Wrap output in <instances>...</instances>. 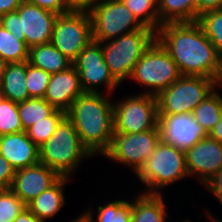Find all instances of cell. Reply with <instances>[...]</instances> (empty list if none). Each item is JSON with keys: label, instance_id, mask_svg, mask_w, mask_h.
Returning a JSON list of instances; mask_svg holds the SVG:
<instances>
[{"label": "cell", "instance_id": "cell-1", "mask_svg": "<svg viewBox=\"0 0 222 222\" xmlns=\"http://www.w3.org/2000/svg\"><path fill=\"white\" fill-rule=\"evenodd\" d=\"M156 40L170 54L181 75L215 80L220 57L197 21L162 24Z\"/></svg>", "mask_w": 222, "mask_h": 222}, {"label": "cell", "instance_id": "cell-2", "mask_svg": "<svg viewBox=\"0 0 222 222\" xmlns=\"http://www.w3.org/2000/svg\"><path fill=\"white\" fill-rule=\"evenodd\" d=\"M112 95L84 92L71 105L66 117L74 124L82 144L96 156L109 148L114 133Z\"/></svg>", "mask_w": 222, "mask_h": 222}, {"label": "cell", "instance_id": "cell-3", "mask_svg": "<svg viewBox=\"0 0 222 222\" xmlns=\"http://www.w3.org/2000/svg\"><path fill=\"white\" fill-rule=\"evenodd\" d=\"M40 163L60 176L75 178L86 159L94 157L82 144L74 124L65 117L49 139L39 147ZM74 176V177H72Z\"/></svg>", "mask_w": 222, "mask_h": 222}, {"label": "cell", "instance_id": "cell-4", "mask_svg": "<svg viewBox=\"0 0 222 222\" xmlns=\"http://www.w3.org/2000/svg\"><path fill=\"white\" fill-rule=\"evenodd\" d=\"M142 184L146 194H163L175 183L189 179L185 152L162 140L158 143L150 158L133 175ZM182 180V181H181ZM146 189V190H145Z\"/></svg>", "mask_w": 222, "mask_h": 222}, {"label": "cell", "instance_id": "cell-5", "mask_svg": "<svg viewBox=\"0 0 222 222\" xmlns=\"http://www.w3.org/2000/svg\"><path fill=\"white\" fill-rule=\"evenodd\" d=\"M155 41L156 32L145 27L101 43L105 63L120 84L130 79L136 63Z\"/></svg>", "mask_w": 222, "mask_h": 222}, {"label": "cell", "instance_id": "cell-6", "mask_svg": "<svg viewBox=\"0 0 222 222\" xmlns=\"http://www.w3.org/2000/svg\"><path fill=\"white\" fill-rule=\"evenodd\" d=\"M181 76L175 61L156 40L136 63L129 80L140 85L139 89L142 87L138 93L156 96Z\"/></svg>", "mask_w": 222, "mask_h": 222}, {"label": "cell", "instance_id": "cell-7", "mask_svg": "<svg viewBox=\"0 0 222 222\" xmlns=\"http://www.w3.org/2000/svg\"><path fill=\"white\" fill-rule=\"evenodd\" d=\"M215 89L214 79L182 75L171 86L156 95L158 115L193 113Z\"/></svg>", "mask_w": 222, "mask_h": 222}, {"label": "cell", "instance_id": "cell-8", "mask_svg": "<svg viewBox=\"0 0 222 222\" xmlns=\"http://www.w3.org/2000/svg\"><path fill=\"white\" fill-rule=\"evenodd\" d=\"M130 95L113 98L114 132L136 134L155 129L159 123L156 96L147 93Z\"/></svg>", "mask_w": 222, "mask_h": 222}, {"label": "cell", "instance_id": "cell-9", "mask_svg": "<svg viewBox=\"0 0 222 222\" xmlns=\"http://www.w3.org/2000/svg\"><path fill=\"white\" fill-rule=\"evenodd\" d=\"M161 141L159 125L155 129L136 134L113 133L109 148L102 157L112 160L114 164L129 167L136 174L142 165L150 158ZM131 169V170H130Z\"/></svg>", "mask_w": 222, "mask_h": 222}, {"label": "cell", "instance_id": "cell-10", "mask_svg": "<svg viewBox=\"0 0 222 222\" xmlns=\"http://www.w3.org/2000/svg\"><path fill=\"white\" fill-rule=\"evenodd\" d=\"M89 14L96 42H106L145 28L121 0H99Z\"/></svg>", "mask_w": 222, "mask_h": 222}, {"label": "cell", "instance_id": "cell-11", "mask_svg": "<svg viewBox=\"0 0 222 222\" xmlns=\"http://www.w3.org/2000/svg\"><path fill=\"white\" fill-rule=\"evenodd\" d=\"M92 41V21L89 12L69 11L57 16L51 43L72 62Z\"/></svg>", "mask_w": 222, "mask_h": 222}, {"label": "cell", "instance_id": "cell-12", "mask_svg": "<svg viewBox=\"0 0 222 222\" xmlns=\"http://www.w3.org/2000/svg\"><path fill=\"white\" fill-rule=\"evenodd\" d=\"M84 92L112 95L121 89V84L113 77L103 56L102 44L92 41L73 62ZM101 86L103 87L100 90Z\"/></svg>", "mask_w": 222, "mask_h": 222}, {"label": "cell", "instance_id": "cell-13", "mask_svg": "<svg viewBox=\"0 0 222 222\" xmlns=\"http://www.w3.org/2000/svg\"><path fill=\"white\" fill-rule=\"evenodd\" d=\"M161 140L186 152L208 134L192 113L158 115Z\"/></svg>", "mask_w": 222, "mask_h": 222}, {"label": "cell", "instance_id": "cell-14", "mask_svg": "<svg viewBox=\"0 0 222 222\" xmlns=\"http://www.w3.org/2000/svg\"><path fill=\"white\" fill-rule=\"evenodd\" d=\"M19 13L20 36L25 37L28 48L51 42L58 14L23 1Z\"/></svg>", "mask_w": 222, "mask_h": 222}, {"label": "cell", "instance_id": "cell-15", "mask_svg": "<svg viewBox=\"0 0 222 222\" xmlns=\"http://www.w3.org/2000/svg\"><path fill=\"white\" fill-rule=\"evenodd\" d=\"M185 156L191 180L201 186L222 168V144L209 136L189 148Z\"/></svg>", "mask_w": 222, "mask_h": 222}, {"label": "cell", "instance_id": "cell-16", "mask_svg": "<svg viewBox=\"0 0 222 222\" xmlns=\"http://www.w3.org/2000/svg\"><path fill=\"white\" fill-rule=\"evenodd\" d=\"M60 177L55 170L38 163L16 170L10 189L27 205Z\"/></svg>", "mask_w": 222, "mask_h": 222}, {"label": "cell", "instance_id": "cell-17", "mask_svg": "<svg viewBox=\"0 0 222 222\" xmlns=\"http://www.w3.org/2000/svg\"><path fill=\"white\" fill-rule=\"evenodd\" d=\"M83 93L79 73L72 65L51 75L44 99L55 109L67 112L72 103Z\"/></svg>", "mask_w": 222, "mask_h": 222}, {"label": "cell", "instance_id": "cell-18", "mask_svg": "<svg viewBox=\"0 0 222 222\" xmlns=\"http://www.w3.org/2000/svg\"><path fill=\"white\" fill-rule=\"evenodd\" d=\"M0 154L15 170L40 163L39 147L26 131L0 136Z\"/></svg>", "mask_w": 222, "mask_h": 222}, {"label": "cell", "instance_id": "cell-19", "mask_svg": "<svg viewBox=\"0 0 222 222\" xmlns=\"http://www.w3.org/2000/svg\"><path fill=\"white\" fill-rule=\"evenodd\" d=\"M74 178L61 176L51 187L33 199L26 207L42 222L57 216L66 204V185Z\"/></svg>", "mask_w": 222, "mask_h": 222}, {"label": "cell", "instance_id": "cell-20", "mask_svg": "<svg viewBox=\"0 0 222 222\" xmlns=\"http://www.w3.org/2000/svg\"><path fill=\"white\" fill-rule=\"evenodd\" d=\"M135 192L138 193L131 199V222H166L171 218L163 194H146L139 189Z\"/></svg>", "mask_w": 222, "mask_h": 222}, {"label": "cell", "instance_id": "cell-21", "mask_svg": "<svg viewBox=\"0 0 222 222\" xmlns=\"http://www.w3.org/2000/svg\"><path fill=\"white\" fill-rule=\"evenodd\" d=\"M27 61L8 63L0 82L2 98L21 103L29 99L26 87Z\"/></svg>", "mask_w": 222, "mask_h": 222}, {"label": "cell", "instance_id": "cell-22", "mask_svg": "<svg viewBox=\"0 0 222 222\" xmlns=\"http://www.w3.org/2000/svg\"><path fill=\"white\" fill-rule=\"evenodd\" d=\"M29 64L53 74L66 70L73 62L64 56L51 42L29 49Z\"/></svg>", "mask_w": 222, "mask_h": 222}, {"label": "cell", "instance_id": "cell-23", "mask_svg": "<svg viewBox=\"0 0 222 222\" xmlns=\"http://www.w3.org/2000/svg\"><path fill=\"white\" fill-rule=\"evenodd\" d=\"M93 209L90 202L88 208L82 212L89 222H131L132 220L131 197L130 200L123 197H117V200H105L104 204L95 208L97 212Z\"/></svg>", "mask_w": 222, "mask_h": 222}, {"label": "cell", "instance_id": "cell-24", "mask_svg": "<svg viewBox=\"0 0 222 222\" xmlns=\"http://www.w3.org/2000/svg\"><path fill=\"white\" fill-rule=\"evenodd\" d=\"M158 14L161 24L196 22V0H158Z\"/></svg>", "mask_w": 222, "mask_h": 222}, {"label": "cell", "instance_id": "cell-25", "mask_svg": "<svg viewBox=\"0 0 222 222\" xmlns=\"http://www.w3.org/2000/svg\"><path fill=\"white\" fill-rule=\"evenodd\" d=\"M222 90L216 88L193 111L194 119L209 134L222 117ZM221 92V93H220Z\"/></svg>", "mask_w": 222, "mask_h": 222}, {"label": "cell", "instance_id": "cell-26", "mask_svg": "<svg viewBox=\"0 0 222 222\" xmlns=\"http://www.w3.org/2000/svg\"><path fill=\"white\" fill-rule=\"evenodd\" d=\"M56 109L44 98H29L18 103L19 117L23 130L26 131L34 124L44 121Z\"/></svg>", "mask_w": 222, "mask_h": 222}, {"label": "cell", "instance_id": "cell-27", "mask_svg": "<svg viewBox=\"0 0 222 222\" xmlns=\"http://www.w3.org/2000/svg\"><path fill=\"white\" fill-rule=\"evenodd\" d=\"M144 26L157 32L161 27L158 14V0H121Z\"/></svg>", "mask_w": 222, "mask_h": 222}, {"label": "cell", "instance_id": "cell-28", "mask_svg": "<svg viewBox=\"0 0 222 222\" xmlns=\"http://www.w3.org/2000/svg\"><path fill=\"white\" fill-rule=\"evenodd\" d=\"M0 56L8 63L28 61L29 48L0 24Z\"/></svg>", "mask_w": 222, "mask_h": 222}, {"label": "cell", "instance_id": "cell-29", "mask_svg": "<svg viewBox=\"0 0 222 222\" xmlns=\"http://www.w3.org/2000/svg\"><path fill=\"white\" fill-rule=\"evenodd\" d=\"M213 43L219 57L222 56V9L203 12L197 21Z\"/></svg>", "mask_w": 222, "mask_h": 222}, {"label": "cell", "instance_id": "cell-30", "mask_svg": "<svg viewBox=\"0 0 222 222\" xmlns=\"http://www.w3.org/2000/svg\"><path fill=\"white\" fill-rule=\"evenodd\" d=\"M66 117V112L56 109L49 117L44 118L26 130L28 137L40 147L54 133L59 123Z\"/></svg>", "mask_w": 222, "mask_h": 222}, {"label": "cell", "instance_id": "cell-31", "mask_svg": "<svg viewBox=\"0 0 222 222\" xmlns=\"http://www.w3.org/2000/svg\"><path fill=\"white\" fill-rule=\"evenodd\" d=\"M24 131L19 117L18 103L0 99V136Z\"/></svg>", "mask_w": 222, "mask_h": 222}, {"label": "cell", "instance_id": "cell-32", "mask_svg": "<svg viewBox=\"0 0 222 222\" xmlns=\"http://www.w3.org/2000/svg\"><path fill=\"white\" fill-rule=\"evenodd\" d=\"M51 75L43 69L32 66L27 61L26 87L29 98H44Z\"/></svg>", "mask_w": 222, "mask_h": 222}, {"label": "cell", "instance_id": "cell-33", "mask_svg": "<svg viewBox=\"0 0 222 222\" xmlns=\"http://www.w3.org/2000/svg\"><path fill=\"white\" fill-rule=\"evenodd\" d=\"M26 204L11 190L0 189V222H13Z\"/></svg>", "mask_w": 222, "mask_h": 222}, {"label": "cell", "instance_id": "cell-34", "mask_svg": "<svg viewBox=\"0 0 222 222\" xmlns=\"http://www.w3.org/2000/svg\"><path fill=\"white\" fill-rule=\"evenodd\" d=\"M0 24L18 40L25 41V37L20 36L19 13L17 11L9 12L0 17Z\"/></svg>", "mask_w": 222, "mask_h": 222}, {"label": "cell", "instance_id": "cell-35", "mask_svg": "<svg viewBox=\"0 0 222 222\" xmlns=\"http://www.w3.org/2000/svg\"><path fill=\"white\" fill-rule=\"evenodd\" d=\"M16 170L0 154V189H10L13 183Z\"/></svg>", "mask_w": 222, "mask_h": 222}, {"label": "cell", "instance_id": "cell-36", "mask_svg": "<svg viewBox=\"0 0 222 222\" xmlns=\"http://www.w3.org/2000/svg\"><path fill=\"white\" fill-rule=\"evenodd\" d=\"M206 191L213 195L214 198L222 206V168L219 169L210 179H208L203 185Z\"/></svg>", "mask_w": 222, "mask_h": 222}, {"label": "cell", "instance_id": "cell-37", "mask_svg": "<svg viewBox=\"0 0 222 222\" xmlns=\"http://www.w3.org/2000/svg\"><path fill=\"white\" fill-rule=\"evenodd\" d=\"M29 3H32L40 8L49 10L56 14H63L69 12V9L66 7L64 0H25Z\"/></svg>", "mask_w": 222, "mask_h": 222}, {"label": "cell", "instance_id": "cell-38", "mask_svg": "<svg viewBox=\"0 0 222 222\" xmlns=\"http://www.w3.org/2000/svg\"><path fill=\"white\" fill-rule=\"evenodd\" d=\"M99 0H64L69 11L89 12Z\"/></svg>", "mask_w": 222, "mask_h": 222}, {"label": "cell", "instance_id": "cell-39", "mask_svg": "<svg viewBox=\"0 0 222 222\" xmlns=\"http://www.w3.org/2000/svg\"><path fill=\"white\" fill-rule=\"evenodd\" d=\"M197 3V21L203 12L222 9V0H196Z\"/></svg>", "mask_w": 222, "mask_h": 222}, {"label": "cell", "instance_id": "cell-40", "mask_svg": "<svg viewBox=\"0 0 222 222\" xmlns=\"http://www.w3.org/2000/svg\"><path fill=\"white\" fill-rule=\"evenodd\" d=\"M24 0H0V17L16 11Z\"/></svg>", "mask_w": 222, "mask_h": 222}, {"label": "cell", "instance_id": "cell-41", "mask_svg": "<svg viewBox=\"0 0 222 222\" xmlns=\"http://www.w3.org/2000/svg\"><path fill=\"white\" fill-rule=\"evenodd\" d=\"M13 222H42L27 207L20 212Z\"/></svg>", "mask_w": 222, "mask_h": 222}, {"label": "cell", "instance_id": "cell-42", "mask_svg": "<svg viewBox=\"0 0 222 222\" xmlns=\"http://www.w3.org/2000/svg\"><path fill=\"white\" fill-rule=\"evenodd\" d=\"M208 136L222 144V117L220 121L217 122L216 125L211 129Z\"/></svg>", "mask_w": 222, "mask_h": 222}, {"label": "cell", "instance_id": "cell-43", "mask_svg": "<svg viewBox=\"0 0 222 222\" xmlns=\"http://www.w3.org/2000/svg\"><path fill=\"white\" fill-rule=\"evenodd\" d=\"M215 83H216V88H218L219 90L222 89L221 88L222 87V56L220 57L219 70L215 78Z\"/></svg>", "mask_w": 222, "mask_h": 222}, {"label": "cell", "instance_id": "cell-44", "mask_svg": "<svg viewBox=\"0 0 222 222\" xmlns=\"http://www.w3.org/2000/svg\"><path fill=\"white\" fill-rule=\"evenodd\" d=\"M206 211H204V215L206 216V219L210 222H222V220L218 217H215V215L212 214L211 211H209L210 209H205ZM207 213V214H206Z\"/></svg>", "mask_w": 222, "mask_h": 222}, {"label": "cell", "instance_id": "cell-45", "mask_svg": "<svg viewBox=\"0 0 222 222\" xmlns=\"http://www.w3.org/2000/svg\"><path fill=\"white\" fill-rule=\"evenodd\" d=\"M7 64H8V62L0 56V82H1L4 72L6 70Z\"/></svg>", "mask_w": 222, "mask_h": 222}, {"label": "cell", "instance_id": "cell-46", "mask_svg": "<svg viewBox=\"0 0 222 222\" xmlns=\"http://www.w3.org/2000/svg\"><path fill=\"white\" fill-rule=\"evenodd\" d=\"M69 222H89L86 217L81 213L80 216L78 215L76 218L69 220Z\"/></svg>", "mask_w": 222, "mask_h": 222}]
</instances>
